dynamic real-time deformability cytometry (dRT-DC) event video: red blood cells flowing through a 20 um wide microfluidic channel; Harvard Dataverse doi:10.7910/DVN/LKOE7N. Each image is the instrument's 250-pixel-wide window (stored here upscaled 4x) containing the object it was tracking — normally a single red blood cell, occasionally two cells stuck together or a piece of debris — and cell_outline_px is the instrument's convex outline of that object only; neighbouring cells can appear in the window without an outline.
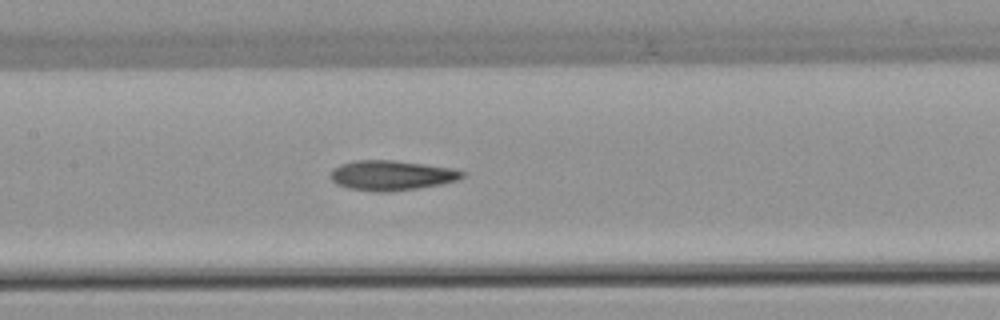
{"species": "common noctule bat (a hibernating species)", "species_latin": "Nyctalus noctula", "temperature_condition": "warm", "stored_images_in_passage": 6, "camera_frame_rate_fps": 3000, "um_per_image_px": 0.085, "animal": {"sex": "female", "body_mass_g": 22.7, "forearm_length_mm": 54.2}, "frame": {"image": 1, "passage_image": 6, "time_ms": 7.0, "image_size_px": [1000, 320], "cell_outline_px": [[464, 176], [456, 180], [440, 184], [392, 192], [376, 192], [348, 188], [336, 184], [328, 176], [332, 168], [340, 164], [352, 160], [392, 160], [424, 164], [452, 168], [464, 172]], "centroid_in_image_um": [33.2, 14.9], "position_along_channel_um": 174.2, "area_um2": 23.06}}